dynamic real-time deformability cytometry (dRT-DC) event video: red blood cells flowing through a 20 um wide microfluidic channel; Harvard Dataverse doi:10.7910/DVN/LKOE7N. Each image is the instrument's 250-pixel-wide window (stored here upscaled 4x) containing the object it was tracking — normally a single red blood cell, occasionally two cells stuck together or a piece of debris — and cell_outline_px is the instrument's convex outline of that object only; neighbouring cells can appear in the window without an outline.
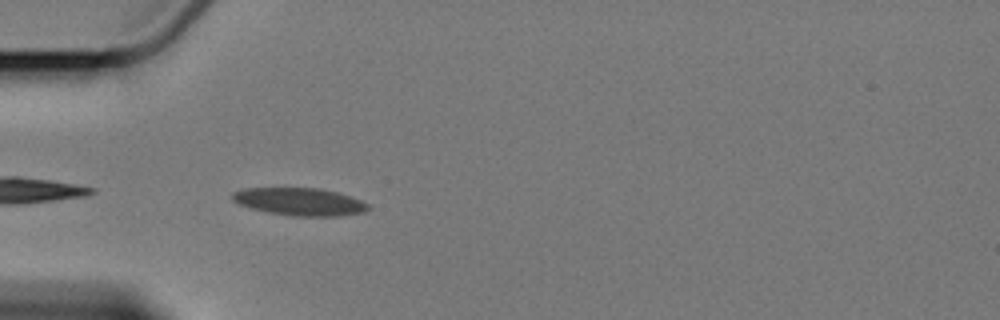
{"species": "Egyptian fruit bat (a non-hibernating species)", "species_latin": "Rousettus aegyptiacus", "temperature_condition": "cold", "stored_images_in_passage": 4, "camera_frame_rate_fps": 3000, "um_per_image_px": 0.085, "animal": {"sex": "female"}, "frame": {"image": 1, "passage_image": 3, "time_ms": 2.667, "image_size_px": [1000, 320], "cell_outline_px": [[368, 208], [364, 212], [340, 216], [288, 216], [268, 212], [252, 208], [240, 204], [232, 200], [232, 192], [244, 188], [320, 188], [336, 192], [360, 200], [368, 204]], "centroid_in_image_um": [25.45, 17.14], "position_along_channel_um": 59.6, "area_um2": 21.73}}